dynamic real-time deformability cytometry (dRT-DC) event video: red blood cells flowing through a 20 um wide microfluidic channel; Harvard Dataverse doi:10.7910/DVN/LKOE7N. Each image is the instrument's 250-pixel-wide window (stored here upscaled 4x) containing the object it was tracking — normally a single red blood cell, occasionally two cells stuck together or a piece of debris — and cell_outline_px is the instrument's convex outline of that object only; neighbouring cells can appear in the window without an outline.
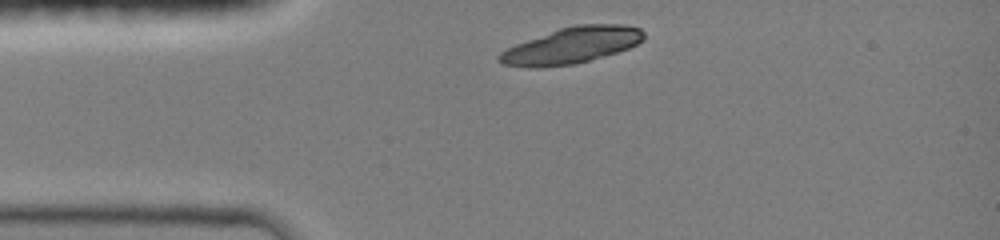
{"species": "common noctule bat (a hibernating species)", "species_latin": "Nyctalus noctula", "temperature_condition": "room temperature", "stored_images_in_passage": 2, "camera_frame_rate_fps": 3000, "um_per_image_px": 0.085, "animal": {"sex": "female", "body_mass_g": 19.0, "forearm_length_mm": 51.5}, "frame": {"image": 1, "passage_image": 1, "time_ms": 0.0, "image_size_px": [1000, 240], "cell_outline_px": [[644, 40], [628, 48], [604, 56], [576, 64], [540, 68], [528, 68], [504, 64], [496, 60], [496, 56], [500, 52], [516, 44], [560, 28], [576, 24], [624, 24], [640, 28], [644, 32]], "centroid_in_image_um": [48.58, 3.87], "position_along_channel_um": 36.4, "area_um2": 30.58}}